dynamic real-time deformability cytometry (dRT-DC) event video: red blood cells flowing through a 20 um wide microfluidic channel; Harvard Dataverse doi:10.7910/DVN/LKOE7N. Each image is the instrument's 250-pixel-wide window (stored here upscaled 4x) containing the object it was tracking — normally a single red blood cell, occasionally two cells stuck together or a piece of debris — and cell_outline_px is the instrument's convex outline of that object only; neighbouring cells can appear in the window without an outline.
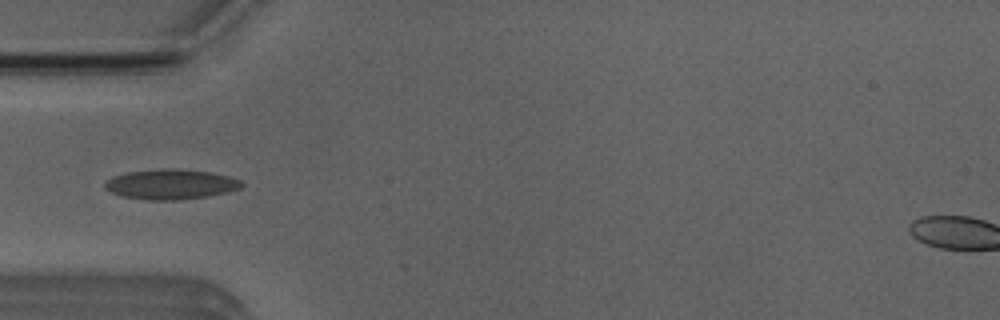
{"species": "Egyptian fruit bat (a non-hibernating species)", "species_latin": "Rousettus aegyptiacus", "temperature_condition": "room temperature", "stored_images_in_passage": 27, "camera_frame_rate_fps": 3000, "um_per_image_px": 0.085, "animal": {"sex": "male"}, "frame": {"image": 1, "passage_image": 1, "time_ms": 0.0, "image_size_px": [1000, 320], "cell_outline_px": [[244, 184], [240, 188], [228, 192], [208, 196], [180, 200], [148, 200], [120, 196], [104, 188], [104, 184], [112, 176], [128, 172], [160, 168], [176, 168], [212, 172], [228, 176], [240, 180]], "centroid_in_image_um": [14.52, 15.66], "position_along_channel_um": 70.5, "area_um2": 24.16}}
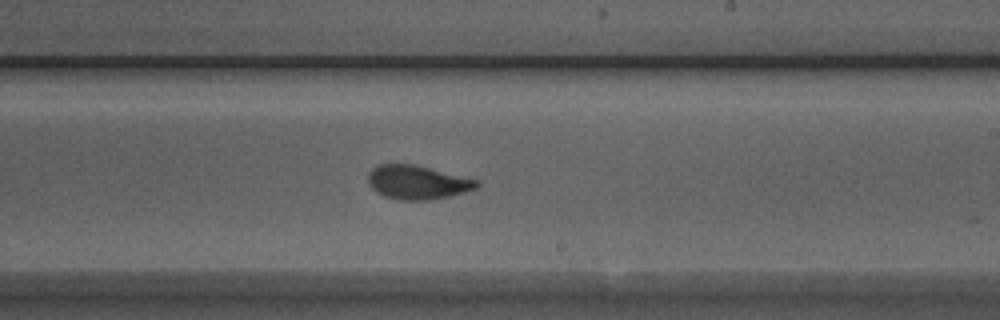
{"frame": {"image": 2, "passage_image": 15, "time_ms": 4.667, "image_size_px": [1000, 320], "cell_outline_px": [[480, 184], [476, 188], [464, 192], [448, 196], [428, 200], [400, 200], [384, 196], [376, 192], [368, 184], [368, 172], [376, 164], [412, 164], [476, 180]], "centroid_in_image_um": [35.4, 15.5], "position_along_channel_um": 253.6, "area_um2": 21.15}}
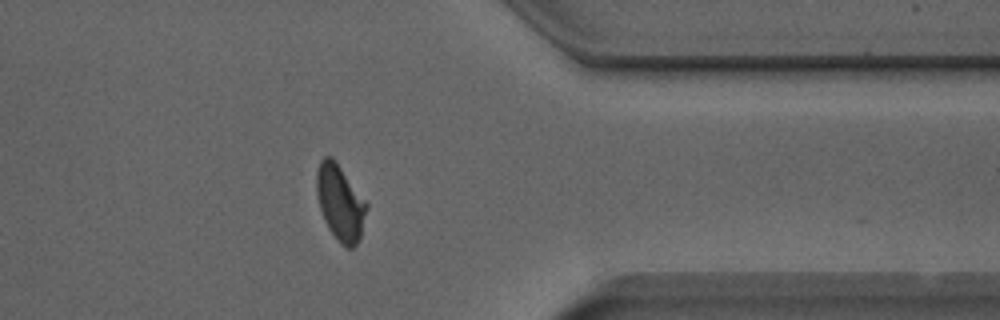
{"frame": {"image": 3, "passage_image": 26, "time_ms": 8.333, "image_size_px": [1000, 320], "cell_outline_px": [[368, 208], [360, 240], [352, 248], [348, 248], [340, 244], [324, 220], [320, 208], [316, 192], [316, 172], [320, 160], [324, 156], [332, 156], [336, 160], [368, 204]], "centroid_in_image_um": [28.92, 17.21], "position_along_channel_um": 382.5, "area_um2": 22.2}}